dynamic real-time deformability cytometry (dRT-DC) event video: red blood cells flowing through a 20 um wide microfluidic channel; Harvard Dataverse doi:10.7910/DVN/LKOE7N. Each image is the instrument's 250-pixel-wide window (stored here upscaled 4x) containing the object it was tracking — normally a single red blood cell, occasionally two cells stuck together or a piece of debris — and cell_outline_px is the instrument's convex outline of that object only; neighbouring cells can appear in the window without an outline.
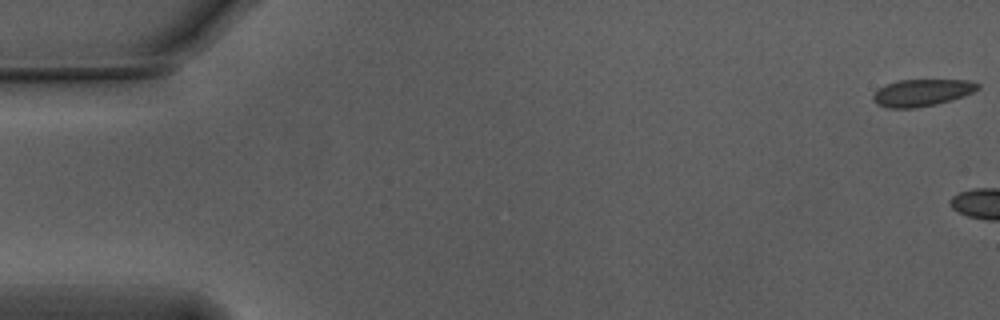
{"species": "Egyptian fruit bat (a non-hibernating species)", "species_latin": "Rousettus aegyptiacus", "temperature_condition": "warm", "stored_images_in_passage": 5, "camera_frame_rate_fps": 3000, "um_per_image_px": 0.085, "animal": {"sex": "male"}, "frame": {"image": 1, "passage_image": 1, "time_ms": 0.0, "image_size_px": [1000, 320], "cell_outline_px": [[980, 88], [964, 96], [952, 100], [936, 104], [916, 108], [888, 108], [876, 104], [872, 100], [872, 96], [880, 88], [896, 80], [968, 80], [980, 84]], "centroid_in_image_um": [78.37, 7.88], "position_along_channel_um": 6.6, "area_um2": 16.47}}